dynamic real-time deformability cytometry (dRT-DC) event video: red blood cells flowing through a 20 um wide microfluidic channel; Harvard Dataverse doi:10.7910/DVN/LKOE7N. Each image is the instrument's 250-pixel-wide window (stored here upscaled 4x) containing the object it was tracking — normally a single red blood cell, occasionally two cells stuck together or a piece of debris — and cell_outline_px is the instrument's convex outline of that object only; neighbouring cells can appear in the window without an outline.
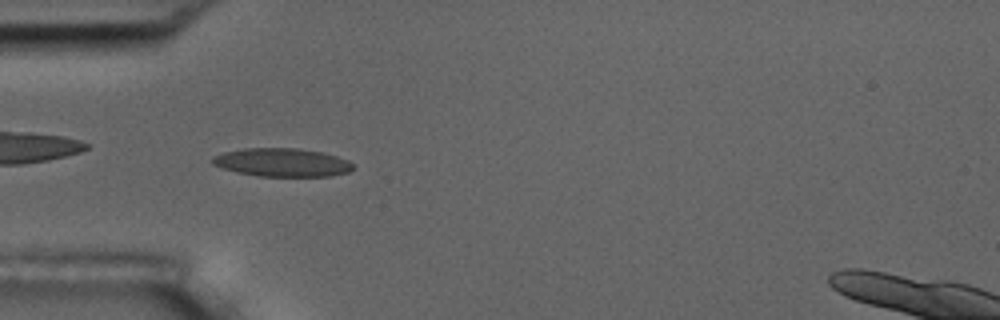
{"species": "common noctule bat (a hibernating species)", "species_latin": "Nyctalus noctula", "temperature_condition": "room temperature", "stored_images_in_passage": 54, "camera_frame_rate_fps": 3000, "um_per_image_px": 0.085, "animal": {"sex": "male", "body_mass_g": 17.5, "forearm_length_mm": 52.3}, "frame": {"image": 1, "passage_image": 16, "time_ms": 5.0, "image_size_px": [1000, 320], "cell_outline_px": [[352, 168], [348, 172], [332, 176], [256, 176], [236, 172], [212, 164], [212, 156], [224, 152], [244, 148], [300, 148], [324, 152], [348, 160], [352, 164]], "centroid_in_image_um": [23.97, 13.8], "position_along_channel_um": 61.0, "area_um2": 23.29}, "authors_computed_cell_mechanics": {"area_um2": 22.1374, "velocity_mm_per_s": 3.6573, "shape_relaxation_time_tau1_ms": 5.3971, "shape_relaxation_time_tau2_ms": 2.1133, "deformation_change_tau1": 0.152, "deformation_change_tau2": 0.0854}}